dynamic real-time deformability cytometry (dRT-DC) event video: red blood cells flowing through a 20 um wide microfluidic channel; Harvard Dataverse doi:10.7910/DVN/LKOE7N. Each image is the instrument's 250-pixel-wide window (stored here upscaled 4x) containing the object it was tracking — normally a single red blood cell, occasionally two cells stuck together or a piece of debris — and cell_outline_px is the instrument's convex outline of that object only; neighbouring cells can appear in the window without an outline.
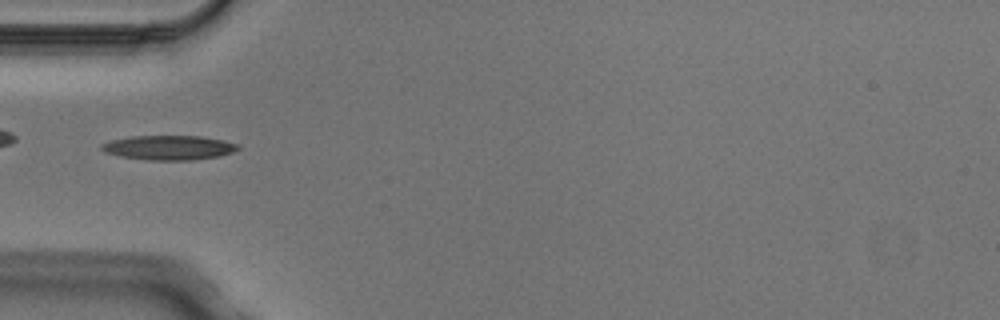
{"species": "Egyptian fruit bat (a non-hibernating species)", "species_latin": "Rousettus aegyptiacus", "temperature_condition": "cold", "stored_images_in_passage": 3, "camera_frame_rate_fps": 3000, "um_per_image_px": 0.085, "animal": {"sex": "male"}, "frame": {"image": 1, "passage_image": 2, "time_ms": 0.333, "image_size_px": [1000, 320], "cell_outline_px": [[240, 148], [232, 152], [216, 156], [192, 160], [148, 160], [120, 156], [104, 152], [100, 148], [100, 144], [112, 140], [132, 136], [200, 136], [240, 144]], "centroid_in_image_um": [14.32, 12.55], "position_along_channel_um": 70.7, "area_um2": 19.31}}
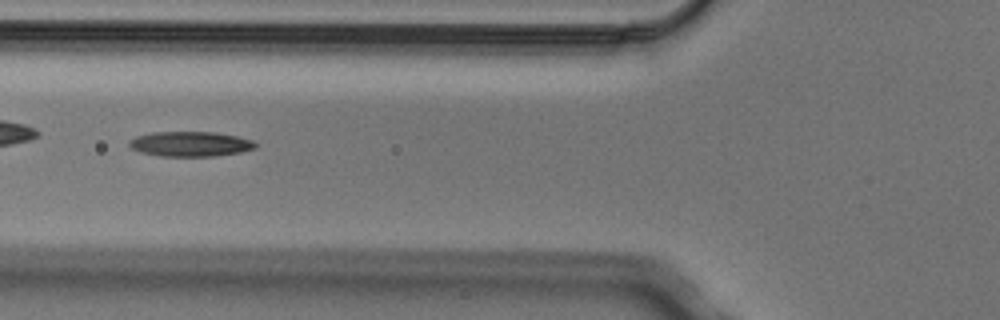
{"frame": {"image": 2, "passage_image": 3, "time_ms": 0.667, "image_size_px": [1000, 320], "cell_outline_px": [[260, 144], [256, 148], [240, 152], [212, 156], [160, 156], [140, 152], [132, 148], [128, 144], [128, 140], [136, 136], [152, 132], [216, 132], [236, 136], [252, 140]], "centroid_in_image_um": [16.18, 12.23], "position_along_channel_um": 109.6, "area_um2": 18.44}}